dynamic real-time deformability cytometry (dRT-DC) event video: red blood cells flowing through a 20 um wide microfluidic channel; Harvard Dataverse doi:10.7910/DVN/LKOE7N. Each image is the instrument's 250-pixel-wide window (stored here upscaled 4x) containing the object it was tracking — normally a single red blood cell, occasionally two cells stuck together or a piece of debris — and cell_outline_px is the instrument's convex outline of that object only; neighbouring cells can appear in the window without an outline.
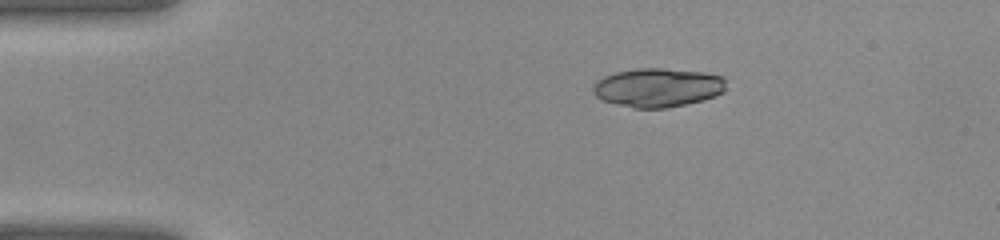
{"species": "common noctule bat (a hibernating species)", "species_latin": "Nyctalus noctula", "temperature_condition": "warm", "stored_images_in_passage": 33, "camera_frame_rate_fps": 3000, "um_per_image_px": 0.085, "animal": {"sex": "female", "body_mass_g": 22.0, "forearm_length_mm": 56.7}, "frame": {"image": 1, "passage_image": 1, "time_ms": 0.0, "image_size_px": [1000, 240], "cell_outline_px": [[724, 92], [700, 100], [684, 104], [664, 108], [636, 108], [616, 104], [604, 100], [596, 96], [592, 92], [592, 88], [604, 76], [616, 72], [636, 68], [664, 68], [704, 72], [724, 76]], "centroid_in_image_um": [55.9, 7.43], "position_along_channel_um": 29.1, "area_um2": 29.82}}